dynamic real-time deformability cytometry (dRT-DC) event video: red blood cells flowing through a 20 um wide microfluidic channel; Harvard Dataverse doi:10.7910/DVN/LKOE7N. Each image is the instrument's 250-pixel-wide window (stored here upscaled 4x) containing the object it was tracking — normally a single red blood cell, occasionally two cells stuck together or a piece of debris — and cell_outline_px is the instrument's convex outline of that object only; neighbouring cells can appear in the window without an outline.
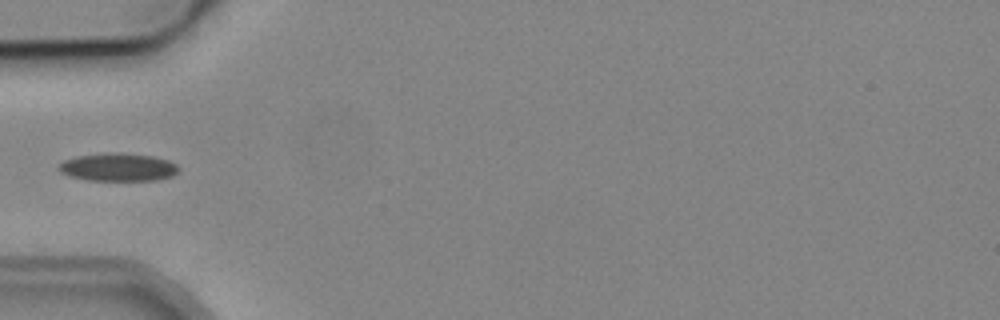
{"species": "common noctule bat (a hibernating species)", "species_latin": "Nyctalus noctula", "temperature_condition": "cold", "stored_images_in_passage": 5, "camera_frame_rate_fps": 3000, "um_per_image_px": 0.085, "animal": {"sex": "male", "body_mass_g": 19.2, "forearm_length_mm": 51.8}, "frame": {"image": 1, "passage_image": 5, "time_ms": 5.333, "image_size_px": [1000, 320], "cell_outline_px": [[180, 168], [172, 176], [156, 180], [88, 180], [68, 176], [60, 172], [56, 168], [64, 160], [76, 156], [104, 152], [120, 152], [152, 156], [168, 160], [176, 164]], "centroid_in_image_um": [10.0, 14.2], "position_along_channel_um": 75.0, "area_um2": 19.71}}